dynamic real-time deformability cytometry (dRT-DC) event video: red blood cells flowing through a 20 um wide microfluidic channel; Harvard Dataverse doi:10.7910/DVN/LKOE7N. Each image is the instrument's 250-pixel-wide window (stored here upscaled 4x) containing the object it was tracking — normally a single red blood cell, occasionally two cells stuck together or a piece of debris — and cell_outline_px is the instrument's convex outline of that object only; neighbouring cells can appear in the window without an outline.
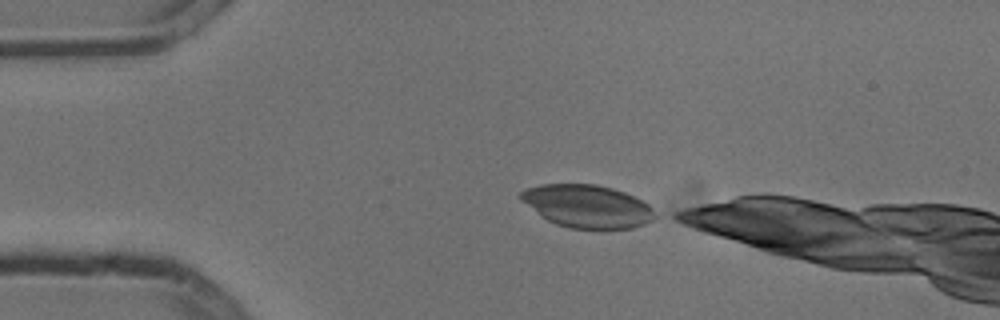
{"species": "common noctule bat (a hibernating species)", "species_latin": "Nyctalus noctula", "temperature_condition": "cold", "stored_images_in_passage": 2, "camera_frame_rate_fps": 3000, "um_per_image_px": 0.085, "animal": {"sex": "male", "body_mass_g": 13.3}, "frame": {"image": 1, "passage_image": 1, "time_ms": 0.0, "image_size_px": [1000, 320], "cell_outline_px": [[660, 216], [644, 224], [632, 228], [568, 228], [556, 224], [548, 220], [520, 200], [516, 196], [520, 192], [528, 188], [540, 184], [596, 184], [612, 188], [624, 192], [648, 204]], "centroid_in_image_um": [49.92, 17.52], "position_along_channel_um": 35.1, "area_um2": 33.41}}